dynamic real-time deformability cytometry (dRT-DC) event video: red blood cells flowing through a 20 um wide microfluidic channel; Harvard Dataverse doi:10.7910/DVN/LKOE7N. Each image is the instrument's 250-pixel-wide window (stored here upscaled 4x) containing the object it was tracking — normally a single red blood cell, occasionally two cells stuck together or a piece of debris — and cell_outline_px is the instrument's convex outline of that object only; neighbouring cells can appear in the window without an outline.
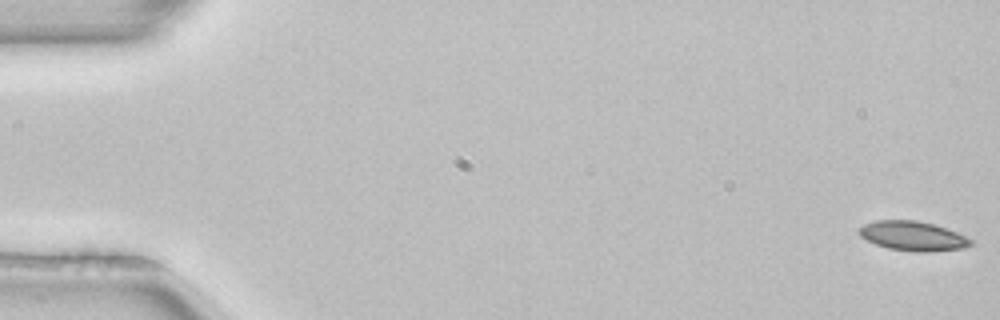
{"species": "common noctule bat (a hibernating species)", "species_latin": "Nyctalus noctula", "temperature_condition": "room temperature", "stored_images_in_passage": 5, "camera_frame_rate_fps": 3000, "um_per_image_px": 0.085, "animal": {"sex": "female", "body_mass_g": 22.7, "forearm_length_mm": 54.2}, "frame": {"image": 1, "passage_image": 1, "time_ms": 0.0, "image_size_px": [1000, 320], "cell_outline_px": [[972, 244], [964, 248], [928, 252], [912, 252], [888, 248], [876, 244], [860, 236], [860, 228], [864, 224], [876, 220], [916, 220], [932, 224], [956, 232], [972, 240]], "centroid_in_image_um": [77.59, 20.07], "position_along_channel_um": 7.4, "area_um2": 18.96}}
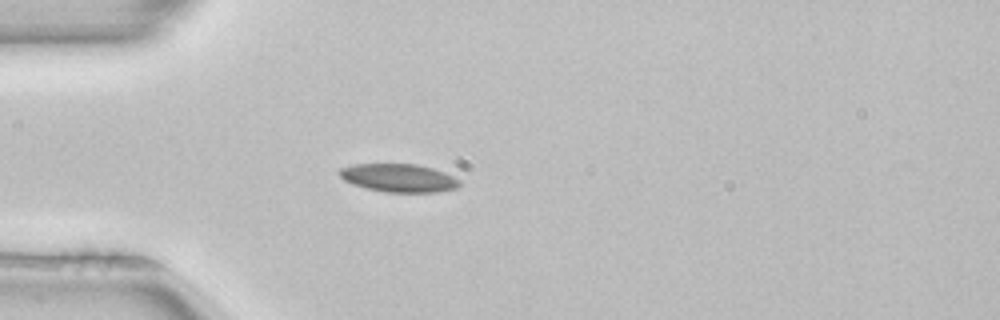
{"frame": {"image": 2, "passage_image": 5, "time_ms": 1.333, "image_size_px": [1000, 320], "cell_outline_px": [[460, 184], [456, 188], [440, 192], [384, 192], [352, 184], [344, 180], [336, 172], [340, 168], [352, 164], [416, 164], [432, 168], [444, 172], [460, 180]], "centroid_in_image_um": [33.87, 15.12], "position_along_channel_um": 51.1, "area_um2": 19.77}}